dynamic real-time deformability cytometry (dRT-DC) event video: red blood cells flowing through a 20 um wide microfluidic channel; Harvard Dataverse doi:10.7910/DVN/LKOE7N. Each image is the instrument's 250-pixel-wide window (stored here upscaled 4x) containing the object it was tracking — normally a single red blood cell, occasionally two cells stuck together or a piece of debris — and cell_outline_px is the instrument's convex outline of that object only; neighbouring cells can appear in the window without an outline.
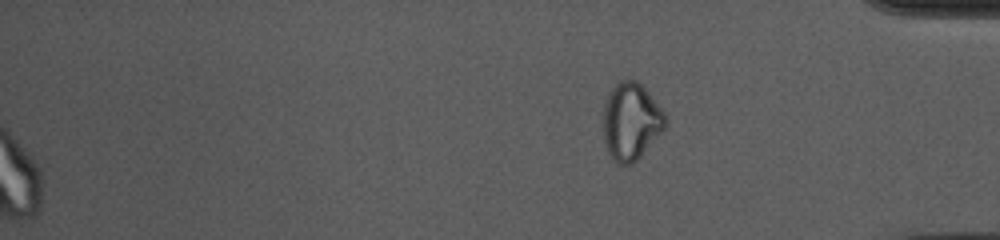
{"species": "common noctule bat (a hibernating species)", "species_latin": "Nyctalus noctula", "temperature_condition": "cold", "stored_images_in_passage": 53, "segment_of_instrument_passage": [2, 2], "camera_frame_rate_fps": 3000, "um_per_image_px": 0.085, "animal": {"sex": "female", "body_mass_g": 10.0, "forearm_length_mm": 53.1}, "frame": {"image": 1, "passage_image": 53, "time_ms": 17.333, "image_size_px": [1000, 240], "cell_outline_px": [[668, 120], [664, 128], [640, 156], [632, 164], [620, 164], [612, 160], [604, 144], [600, 120], [604, 100], [608, 92], [620, 80], [636, 80], [644, 88], [664, 112]], "centroid_in_image_um": [53.55, 10.32], "position_along_channel_um": 381.6, "area_um2": 28.32}}